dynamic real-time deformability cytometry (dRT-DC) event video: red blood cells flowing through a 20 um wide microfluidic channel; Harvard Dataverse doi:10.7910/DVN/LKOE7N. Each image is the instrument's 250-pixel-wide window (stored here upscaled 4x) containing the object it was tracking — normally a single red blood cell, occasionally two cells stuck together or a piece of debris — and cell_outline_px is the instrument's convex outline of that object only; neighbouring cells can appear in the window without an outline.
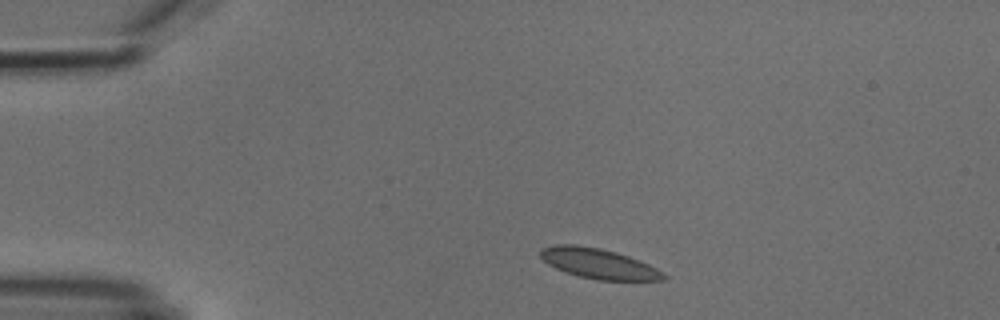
{"species": "common noctule bat (a hibernating species)", "species_latin": "Nyctalus noctula", "temperature_condition": "cold", "stored_images_in_passage": 3, "camera_frame_rate_fps": 3000, "um_per_image_px": 0.085, "animal": {"sex": "male", "body_mass_g": 18.8}, "frame": {"image": 1, "passage_image": 1, "time_ms": 0.0, "image_size_px": [1000, 320], "cell_outline_px": [[668, 276], [664, 280], [596, 280], [580, 276], [556, 268], [548, 264], [540, 256], [540, 248], [556, 244], [572, 244], [600, 248], [616, 252], [640, 260], [664, 272]], "centroid_in_image_um": [50.89, 22.4], "position_along_channel_um": 34.1, "area_um2": 21.56}}
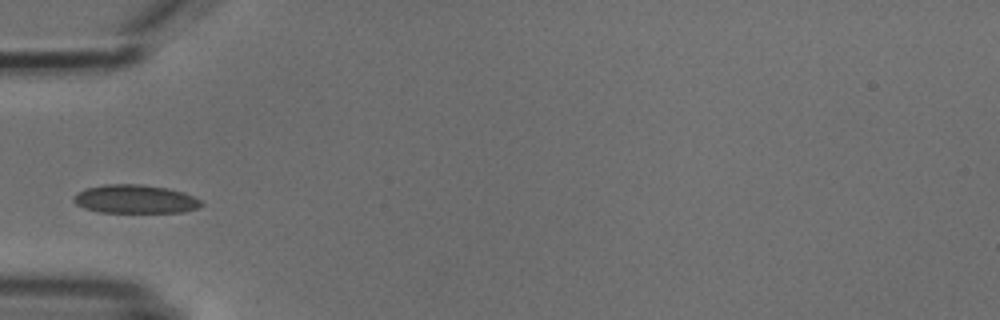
{"frame": {"image": 2, "passage_image": 3, "time_ms": 2.333, "image_size_px": [1000, 320], "cell_outline_px": [[204, 204], [200, 208], [184, 212], [96, 212], [84, 208], [76, 204], [72, 200], [72, 196], [76, 192], [84, 188], [104, 184], [140, 184], [168, 188], [184, 192], [200, 200]], "centroid_in_image_um": [11.46, 16.92], "position_along_channel_um": 73.5, "area_um2": 21.56}}